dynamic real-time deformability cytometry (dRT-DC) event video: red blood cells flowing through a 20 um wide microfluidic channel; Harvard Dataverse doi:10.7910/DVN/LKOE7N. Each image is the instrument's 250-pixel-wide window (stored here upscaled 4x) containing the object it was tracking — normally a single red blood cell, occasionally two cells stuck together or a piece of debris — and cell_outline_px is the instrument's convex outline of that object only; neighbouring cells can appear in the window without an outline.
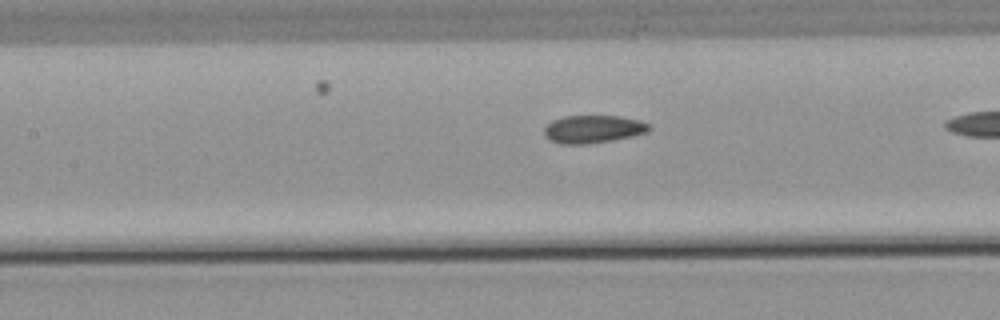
{"species": "common noctule bat (a hibernating species)", "species_latin": "Nyctalus noctula", "temperature_condition": "warm", "stored_images_in_passage": 20, "camera_frame_rate_fps": 3000, "um_per_image_px": 0.085, "animal": {"sex": "male", "body_mass_g": 21.5, "forearm_length_mm": 52.0}, "frame": {"image": 1, "passage_image": 9, "time_ms": 2.667, "image_size_px": [1000, 320], "cell_outline_px": [[652, 128], [648, 132], [632, 136], [612, 140], [584, 144], [560, 144], [548, 140], [544, 136], [544, 128], [552, 120], [564, 116], [620, 116], [640, 120], [652, 124]], "centroid_in_image_um": [50.43, 10.97], "position_along_channel_um": 157.0, "area_um2": 17.22}}
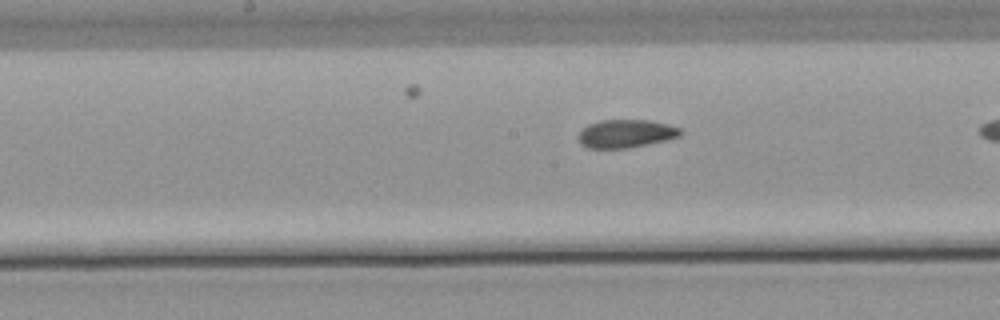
{"frame": {"image": 2, "passage_image": 12, "time_ms": 3.667, "image_size_px": [1000, 320], "cell_outline_px": [[684, 132], [680, 136], [664, 140], [628, 148], [588, 148], [580, 144], [576, 136], [588, 124], [600, 120], [648, 120], [668, 124], [680, 128]], "centroid_in_image_um": [53.18, 11.35], "position_along_channel_um": 195.0, "area_um2": 16.76}}